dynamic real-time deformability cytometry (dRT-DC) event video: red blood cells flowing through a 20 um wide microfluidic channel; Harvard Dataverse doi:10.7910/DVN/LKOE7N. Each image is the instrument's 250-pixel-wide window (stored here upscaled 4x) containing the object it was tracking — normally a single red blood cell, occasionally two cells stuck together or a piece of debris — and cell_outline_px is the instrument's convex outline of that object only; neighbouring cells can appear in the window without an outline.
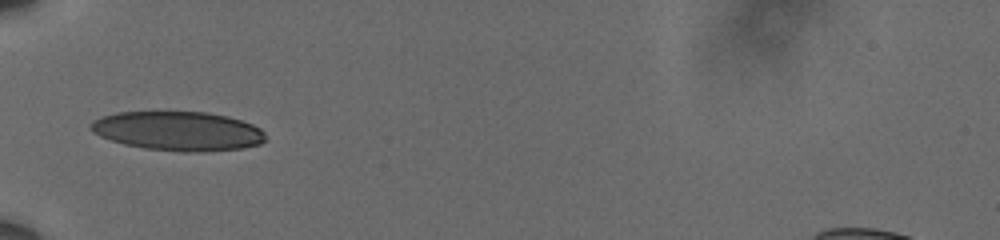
{"species": "human", "species_latin": "Homo sapiens", "temperature_condition": "cold", "stored_images_in_passage": 38, "camera_frame_rate_fps": 3000, "um_per_image_px": 0.085, "donor": {"sex": "male"}, "frame": {"image": 1, "passage_image": 1, "time_ms": 0.0, "image_size_px": [1000, 240], "cell_outline_px": [[264, 140], [260, 144], [244, 148], [200, 152], [184, 152], [144, 148], [124, 144], [100, 136], [92, 132], [88, 128], [88, 124], [92, 120], [100, 116], [116, 112], [208, 112], [228, 116], [252, 124], [260, 128], [264, 132]], "centroid_in_image_um": [15.1, 11.13], "position_along_channel_um": 69.9, "area_um2": 40.17}}
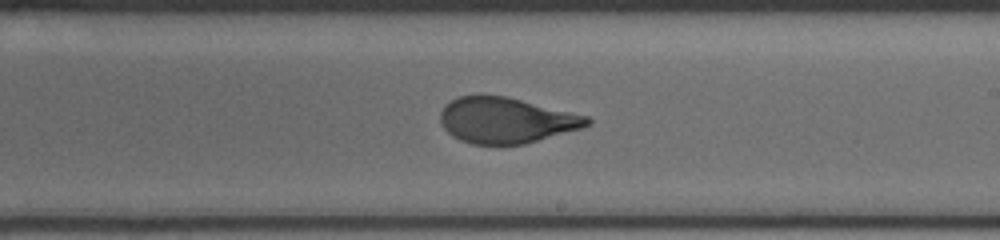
{"frame": {"image": 2, "passage_image": 16, "time_ms": 5.0, "image_size_px": [1000, 240], "cell_outline_px": [[592, 124], [580, 128], [524, 144], [472, 144], [460, 140], [452, 136], [444, 128], [440, 120], [440, 112], [452, 100], [460, 96], [480, 92], [504, 96], [588, 116], [592, 120]], "centroid_in_image_um": [42.98, 10.2], "position_along_channel_um": 246.0, "area_um2": 39.07}}
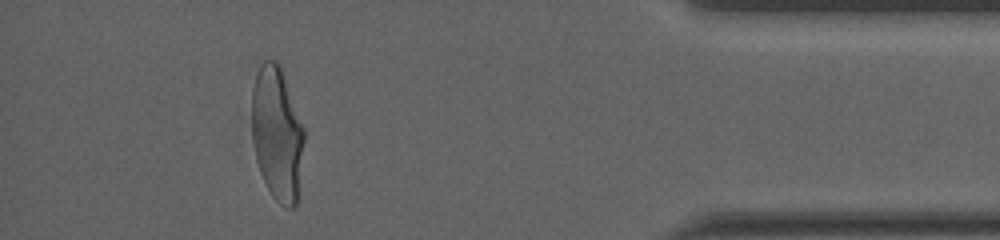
{"frame": {"image": 3, "passage_image": 33, "time_ms": 10.667, "image_size_px": [1000, 240], "cell_outline_px": [[304, 140], [296, 208], [288, 208], [280, 204], [272, 196], [260, 172], [256, 160], [252, 140], [252, 88], [256, 72], [260, 64], [264, 60], [276, 60], [280, 64], [304, 128]], "centroid_in_image_um": [23.54, 11.34], "position_along_channel_um": 411.7, "area_um2": 40.92}, "authors_computed_cell_mechanics": {"area_um2": 40.3733, "velocity_mm_per_s": 3.6006, "shape_relaxation_time_tau1_ms": 4.7159, "shape_relaxation_time_tau2_ms": null, "deformation_change_tau1": 0.1937, "deformation_change_tau2": null}}